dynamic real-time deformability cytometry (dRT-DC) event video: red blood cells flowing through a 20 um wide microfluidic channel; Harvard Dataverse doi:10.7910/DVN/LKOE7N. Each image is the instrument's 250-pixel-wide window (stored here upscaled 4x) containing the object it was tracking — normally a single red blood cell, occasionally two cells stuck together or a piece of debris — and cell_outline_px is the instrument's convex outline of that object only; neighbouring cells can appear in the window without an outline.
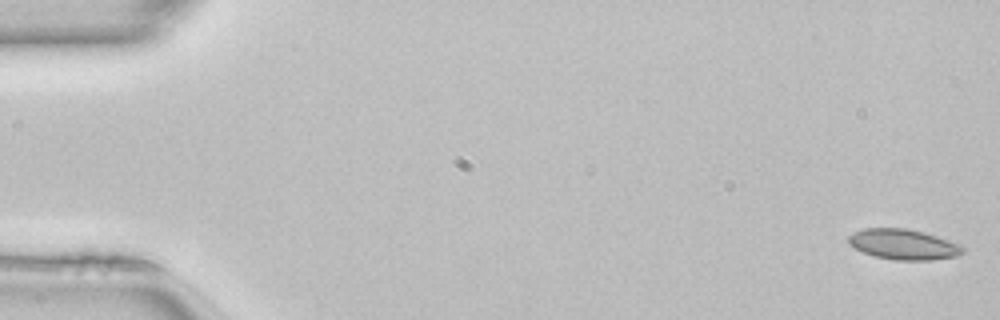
{"species": "common noctule bat (a hibernating species)", "species_latin": "Nyctalus noctula", "temperature_condition": "room temperature", "stored_images_in_passage": 50, "camera_frame_rate_fps": 3000, "um_per_image_px": 0.085, "animal": {"sex": "female", "body_mass_g": 22.7, "forearm_length_mm": 54.2}, "frame": {"image": 1, "passage_image": 1, "time_ms": 0.0, "image_size_px": [1000, 320], "cell_outline_px": [[964, 252], [956, 256], [928, 260], [896, 260], [876, 256], [864, 252], [848, 244], [848, 236], [864, 228], [908, 228], [924, 232], [960, 244], [964, 248]], "centroid_in_image_um": [76.8, 20.76], "position_along_channel_um": 8.2, "area_um2": 20.06}}
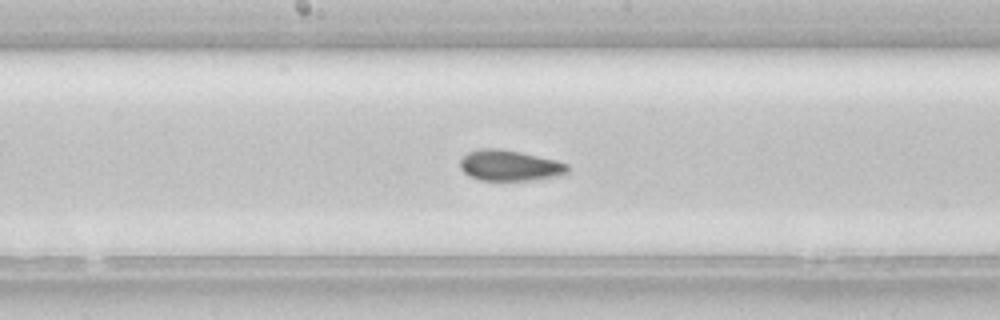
{"frame": {"image": 2, "passage_image": 26, "time_ms": 8.333, "image_size_px": [1000, 320], "cell_outline_px": [[568, 172], [556, 176], [532, 180], [480, 180], [464, 172], [460, 168], [460, 160], [468, 152], [480, 148], [500, 148], [520, 152], [556, 160], [568, 164]], "centroid_in_image_um": [43.31, 14.06], "position_along_channel_um": 204.9, "area_um2": 19.13}}
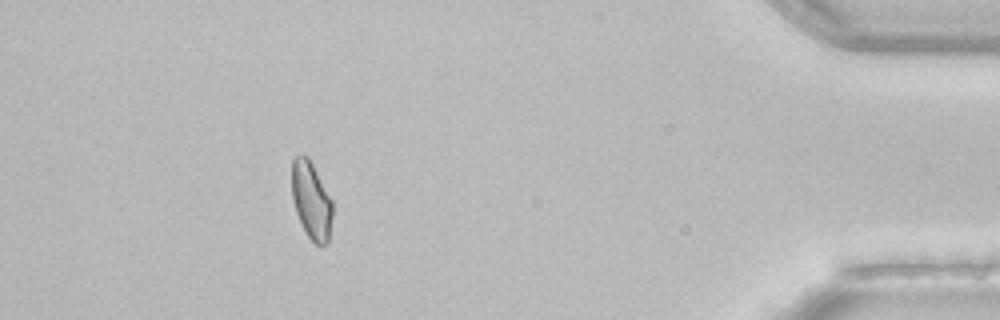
{"frame": {"image": 3, "passage_image": 45, "time_ms": 14.667, "image_size_px": [1000, 320], "cell_outline_px": [[332, 216], [328, 240], [324, 244], [316, 244], [308, 236], [296, 212], [292, 200], [292, 160], [296, 156], [308, 156], [332, 200]], "centroid_in_image_um": [26.45, 17.01], "position_along_channel_um": 408.7, "area_um2": 17.98}, "authors_computed_cell_mechanics": {"area_um2": 19.1896, "velocity_mm_per_s": 4.112, "shape_relaxation_time_tau1_ms": null, "shape_relaxation_time_tau2_ms": 1.4592, "deformation_change_tau1": null, "deformation_change_tau2": 0.0594}}